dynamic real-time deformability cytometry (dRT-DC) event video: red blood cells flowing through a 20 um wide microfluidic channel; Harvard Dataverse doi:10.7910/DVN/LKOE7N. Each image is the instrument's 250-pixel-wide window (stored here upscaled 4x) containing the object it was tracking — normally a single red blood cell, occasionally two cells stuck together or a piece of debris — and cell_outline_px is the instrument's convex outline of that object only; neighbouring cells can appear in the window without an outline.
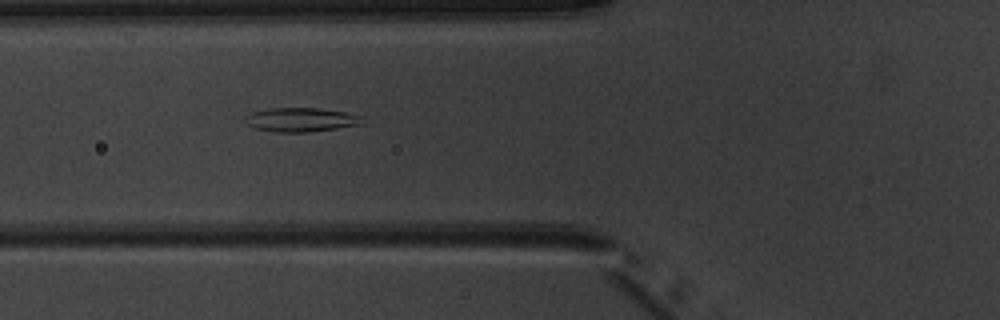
{"species": "common noctule bat (a hibernating species)", "species_latin": "Nyctalus noctula", "temperature_condition": "warm", "stored_images_in_passage": 7, "camera_frame_rate_fps": 3000, "um_per_image_px": 0.085, "animal": {"sex": "male", "body_mass_g": 20.1, "forearm_length_mm": 53.5}, "frame": {"image": 1, "passage_image": 5, "time_ms": 5.667, "image_size_px": [1000, 320], "cell_outline_px": [[360, 124], [336, 128], [308, 132], [276, 132], [256, 128], [244, 124], [244, 116], [252, 112], [268, 108], [320, 108], [344, 112], [360, 116]], "centroid_in_image_um": [25.47, 10.17], "position_along_channel_um": 100.3, "area_um2": 16.24}}
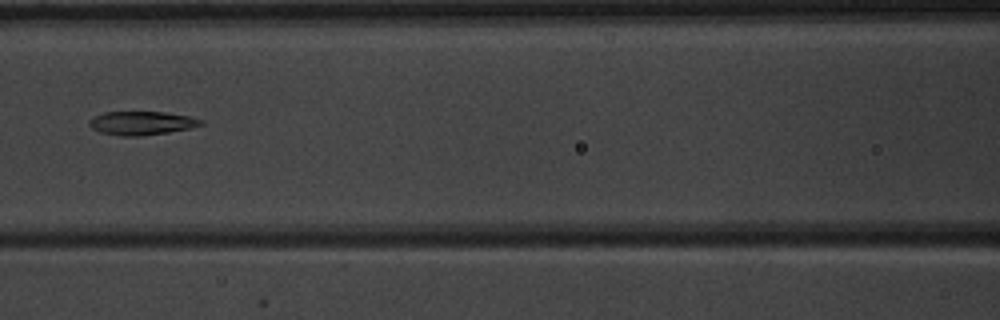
{"frame": {"image": 2, "passage_image": 6, "time_ms": 7.0, "image_size_px": [1000, 320], "cell_outline_px": [[204, 124], [192, 128], [168, 132], [140, 136], [120, 136], [100, 132], [92, 128], [88, 124], [88, 120], [104, 112], [164, 112], [188, 116], [204, 120]], "centroid_in_image_um": [12.05, 10.47], "position_along_channel_um": 154.5, "area_um2": 15.37}}
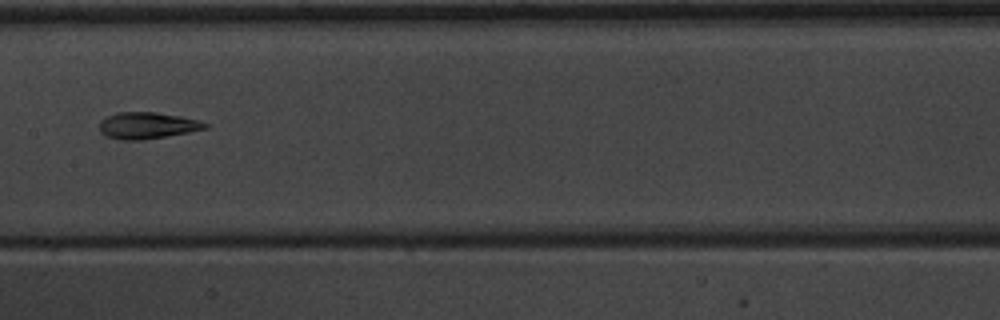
{"frame": {"image": 3, "passage_image": 7, "time_ms": 8.0, "image_size_px": [1000, 320], "cell_outline_px": [[208, 128], [188, 132], [144, 140], [120, 140], [104, 136], [100, 132], [100, 120], [108, 116], [120, 112], [156, 112], [180, 116], [200, 120], [208, 124]], "centroid_in_image_um": [12.51, 10.67], "position_along_channel_um": 194.9, "area_um2": 16.42}}